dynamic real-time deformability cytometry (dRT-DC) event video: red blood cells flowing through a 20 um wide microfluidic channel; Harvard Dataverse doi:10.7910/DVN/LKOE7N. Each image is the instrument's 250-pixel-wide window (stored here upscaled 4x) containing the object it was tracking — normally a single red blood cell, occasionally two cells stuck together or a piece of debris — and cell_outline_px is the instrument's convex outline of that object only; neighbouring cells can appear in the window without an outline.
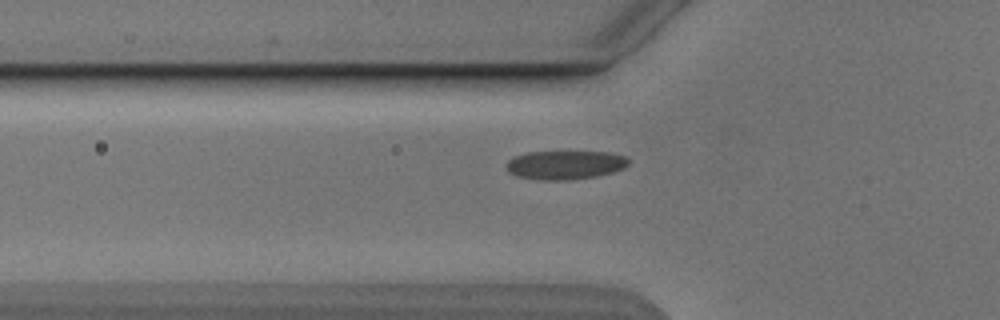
{"species": "Egyptian fruit bat (a non-hibernating species)", "species_latin": "Rousettus aegyptiacus", "temperature_condition": "cold", "stored_images_in_passage": 3, "camera_frame_rate_fps": 3000, "um_per_image_px": 0.085, "animal": {"sex": "male"}, "frame": {"image": 1, "passage_image": 2, "time_ms": 2.333, "image_size_px": [1000, 320], "cell_outline_px": [[628, 164], [624, 168], [612, 172], [596, 176], [568, 180], [540, 180], [516, 176], [508, 172], [504, 164], [512, 156], [528, 152], [608, 152], [628, 156]], "centroid_in_image_um": [47.99, 14.02], "position_along_channel_um": 77.8, "area_um2": 20.69}}
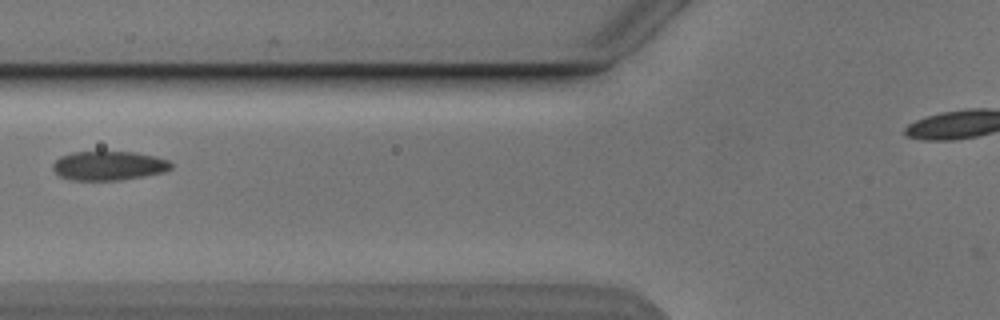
{"frame": {"image": 2, "passage_image": 3, "time_ms": 3.333, "image_size_px": [1000, 320], "cell_outline_px": [[172, 168], [164, 172], [144, 176], [120, 180], [72, 180], [60, 176], [52, 168], [52, 164], [60, 156], [72, 152], [136, 152], [156, 156], [168, 160], [172, 164]], "centroid_in_image_um": [9.25, 14.08], "position_along_channel_um": 116.5, "area_um2": 20.11}}